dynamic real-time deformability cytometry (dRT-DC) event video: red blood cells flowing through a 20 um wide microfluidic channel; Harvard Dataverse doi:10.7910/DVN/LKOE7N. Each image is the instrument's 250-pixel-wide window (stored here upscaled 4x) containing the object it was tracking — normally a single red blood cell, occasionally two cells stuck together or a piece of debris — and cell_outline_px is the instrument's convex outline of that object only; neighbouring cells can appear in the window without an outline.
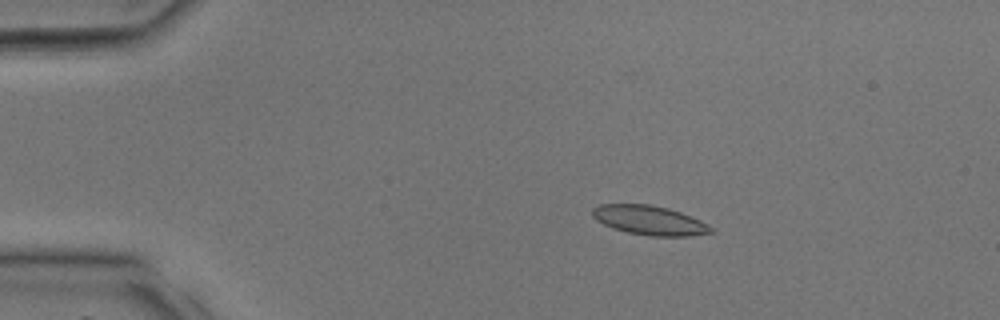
{"species": "common noctule bat (a hibernating species)", "species_latin": "Nyctalus noctula", "temperature_condition": "room temperature", "stored_images_in_passage": 36, "camera_frame_rate_fps": 3000, "um_per_image_px": 0.085, "animal": {"sex": "male", "body_mass_g": 17.9, "forearm_length_mm": 54.2}, "frame": {"image": 1, "passage_image": 7, "time_ms": 2.0, "image_size_px": [1000, 320], "cell_outline_px": [[712, 232], [688, 236], [648, 236], [628, 232], [612, 228], [596, 220], [592, 216], [592, 208], [600, 204], [652, 204], [668, 208], [680, 212], [700, 220], [708, 224], [712, 228]], "centroid_in_image_um": [55.17, 18.72], "position_along_channel_um": 29.8, "area_um2": 20.23}}
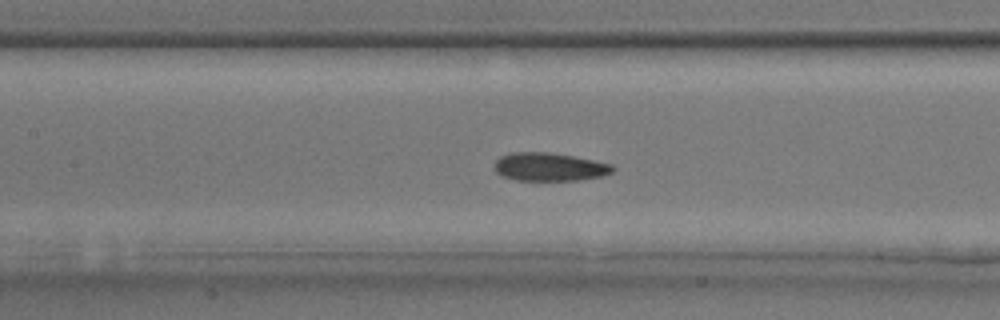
{"frame": {"image": 2, "passage_image": 17, "time_ms": 5.333, "image_size_px": [1000, 320], "cell_outline_px": [[616, 168], [612, 172], [600, 176], [576, 180], [516, 180], [504, 176], [496, 172], [496, 160], [500, 156], [512, 152], [548, 152], [572, 156], [612, 164]], "centroid_in_image_um": [46.7, 14.18], "position_along_channel_um": 160.7, "area_um2": 19.19}}
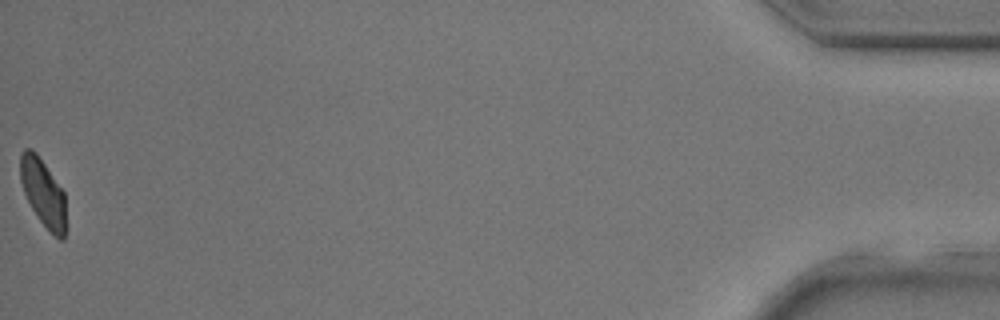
{"frame": {"image": 3, "passage_image": 36, "time_ms": 11.667, "image_size_px": [1000, 320], "cell_outline_px": [[64, 240], [60, 240], [40, 220], [32, 208], [24, 192], [20, 180], [20, 152], [24, 148], [32, 148], [36, 152], [64, 192]], "centroid_in_image_um": [3.62, 16.3], "position_along_channel_um": 431.6, "area_um2": 17.46}}